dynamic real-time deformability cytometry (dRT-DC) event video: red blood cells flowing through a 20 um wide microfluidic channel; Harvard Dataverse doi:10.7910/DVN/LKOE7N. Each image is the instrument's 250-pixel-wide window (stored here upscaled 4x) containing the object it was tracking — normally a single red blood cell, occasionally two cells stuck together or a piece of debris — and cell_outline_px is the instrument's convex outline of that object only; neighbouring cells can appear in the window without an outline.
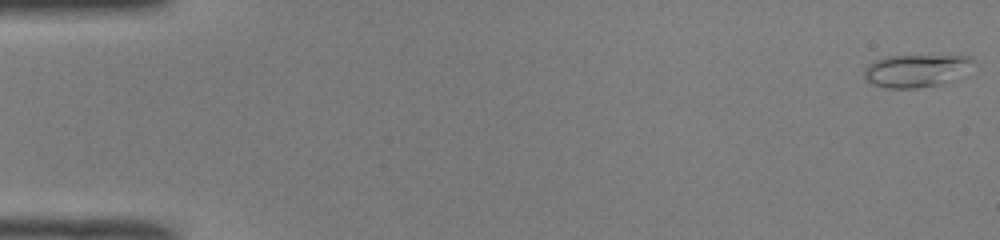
{"species": "common noctule bat (a hibernating species)", "species_latin": "Nyctalus noctula", "temperature_condition": "room temperature", "stored_images_in_passage": 50, "camera_frame_rate_fps": 3000, "um_per_image_px": 0.085, "animal": {"sex": "male", "body_mass_g": 19.0, "forearm_length_mm": 50.8}, "frame": {"image": 1, "passage_image": 1, "time_ms": 0.0, "image_size_px": [1000, 240], "cell_outline_px": [[972, 60], [940, 84], [916, 88], [888, 88], [872, 84], [864, 76], [864, 72], [868, 64], [876, 60], [888, 56], [968, 56]], "centroid_in_image_um": [77.64, 6.0], "position_along_channel_um": 7.4, "area_um2": 19.31}}
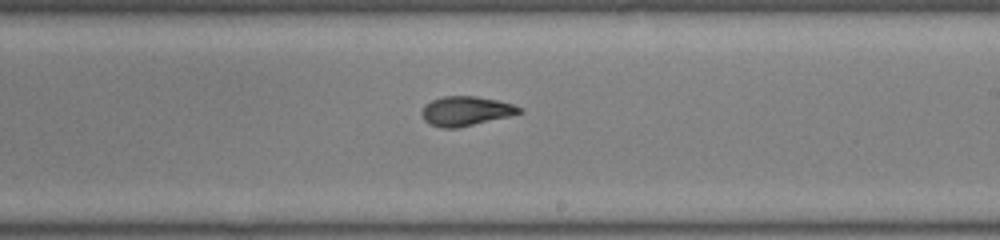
{"frame": {"image": 2, "passage_image": 30, "time_ms": 9.667, "image_size_px": [1000, 240], "cell_outline_px": [[524, 112], [508, 116], [456, 128], [444, 128], [428, 124], [424, 120], [420, 112], [424, 104], [432, 100], [444, 96], [476, 96], [496, 100], [512, 104], [520, 108]], "centroid_in_image_um": [39.54, 9.43], "position_along_channel_um": 249.5, "area_um2": 16.59}}
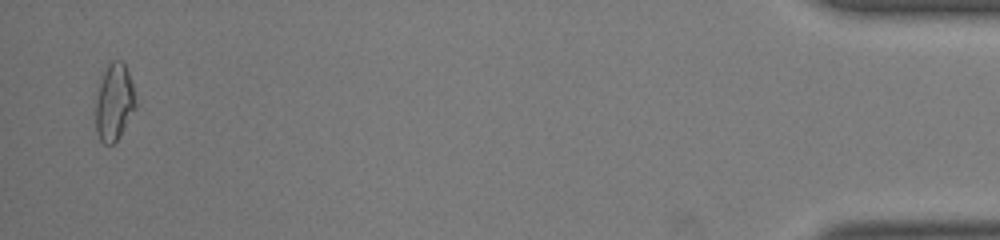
{"frame": {"image": 3, "passage_image": 49, "time_ms": 16.0, "image_size_px": [1000, 240], "cell_outline_px": [[136, 108], [120, 136], [112, 144], [104, 144], [100, 140], [96, 132], [96, 100], [100, 80], [108, 64], [112, 60], [120, 60], [124, 64], [128, 72], [132, 84], [136, 104]], "centroid_in_image_um": [9.7, 8.7], "position_along_channel_um": 425.5, "area_um2": 17.8}, "authors_computed_cell_mechanics": {"area_um2": 17.1088, "velocity_mm_per_s": 4.1031, "shape_relaxation_time_tau1_ms": 8.4688, "shape_relaxation_time_tau2_ms": 1.5162, "deformation_change_tau1": 0.2492, "deformation_change_tau2": 0.0701}}